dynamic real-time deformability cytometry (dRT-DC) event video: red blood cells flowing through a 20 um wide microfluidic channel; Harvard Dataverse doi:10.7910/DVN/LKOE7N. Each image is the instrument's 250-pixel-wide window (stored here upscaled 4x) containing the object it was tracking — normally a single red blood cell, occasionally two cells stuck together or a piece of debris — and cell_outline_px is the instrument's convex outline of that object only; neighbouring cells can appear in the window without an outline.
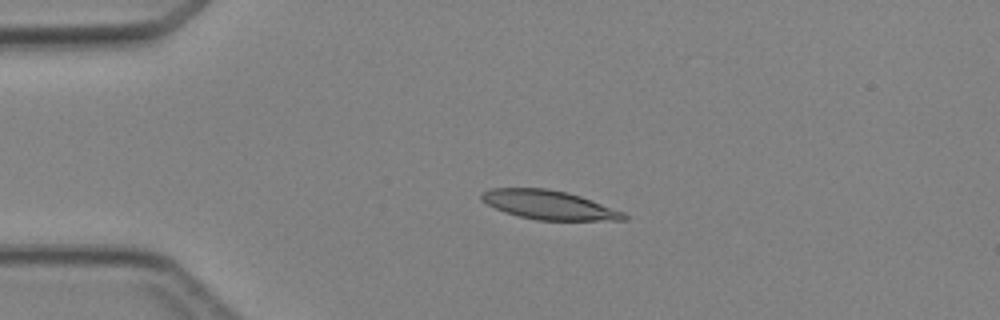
{"species": "Egyptian fruit bat (a non-hibernating species)", "species_latin": "Rousettus aegyptiacus", "temperature_condition": "cold", "stored_images_in_passage": 4, "camera_frame_rate_fps": 3000, "um_per_image_px": 0.085, "animal": {"sex": "female"}, "frame": {"image": 1, "passage_image": 2, "time_ms": 1.0, "image_size_px": [1000, 320], "cell_outline_px": [[628, 220], [536, 220], [504, 212], [480, 200], [480, 196], [484, 192], [492, 188], [548, 188], [568, 192], [592, 200], [624, 212], [628, 216]], "centroid_in_image_um": [46.68, 17.42], "position_along_channel_um": 38.3, "area_um2": 23.99}}
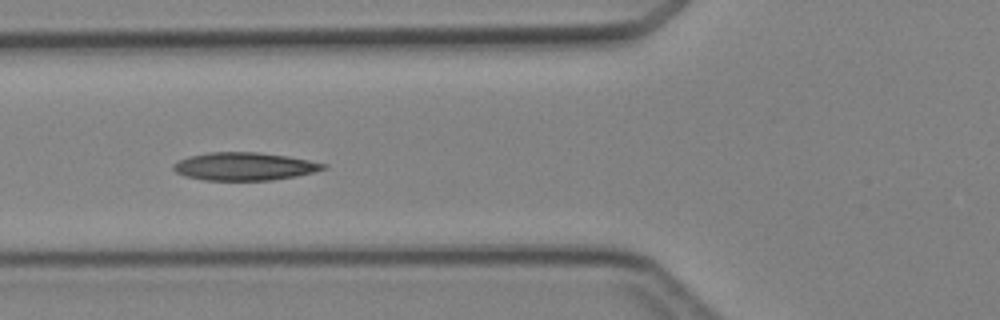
{"frame": {"image": 2, "passage_image": 4, "time_ms": 3.333, "image_size_px": [1000, 320], "cell_outline_px": [[328, 168], [296, 176], [272, 180], [204, 180], [184, 176], [176, 172], [172, 168], [172, 164], [188, 156], [208, 152], [256, 152], [288, 156], [328, 164]], "centroid_in_image_um": [20.76, 14.14], "position_along_channel_um": 105.0, "area_um2": 24.45}}